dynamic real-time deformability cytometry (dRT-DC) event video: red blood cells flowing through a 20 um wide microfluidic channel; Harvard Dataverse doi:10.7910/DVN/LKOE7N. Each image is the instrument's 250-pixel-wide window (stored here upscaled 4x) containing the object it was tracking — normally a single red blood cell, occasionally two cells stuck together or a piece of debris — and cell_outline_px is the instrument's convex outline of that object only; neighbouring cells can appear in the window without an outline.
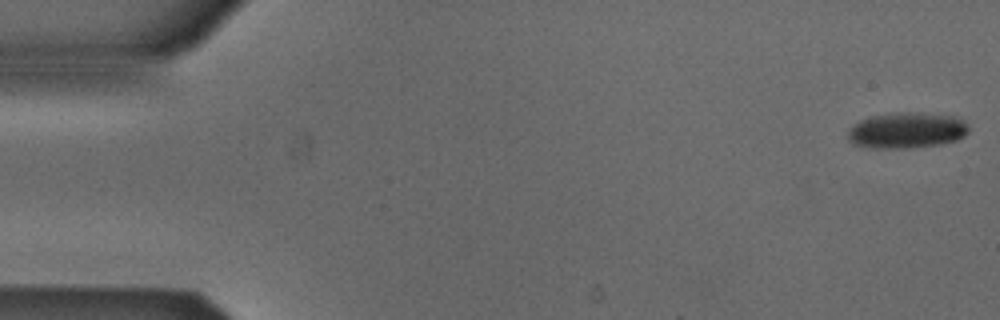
{"species": "Egyptian fruit bat (a non-hibernating species)", "species_latin": "Rousettus aegyptiacus", "temperature_condition": "cold", "stored_images_in_passage": 9, "camera_frame_rate_fps": 3000, "um_per_image_px": 0.085, "animal": {"sex": "male"}, "frame": {"image": 1, "passage_image": 1, "time_ms": 0.0, "image_size_px": [1000, 320], "cell_outline_px": [[968, 132], [964, 136], [956, 140], [940, 144], [912, 148], [868, 148], [852, 144], [848, 140], [848, 128], [860, 120], [872, 116], [912, 112], [952, 116], [964, 120], [968, 124]], "centroid_in_image_um": [77.05, 11.1], "position_along_channel_um": 7.9, "area_um2": 25.2}}